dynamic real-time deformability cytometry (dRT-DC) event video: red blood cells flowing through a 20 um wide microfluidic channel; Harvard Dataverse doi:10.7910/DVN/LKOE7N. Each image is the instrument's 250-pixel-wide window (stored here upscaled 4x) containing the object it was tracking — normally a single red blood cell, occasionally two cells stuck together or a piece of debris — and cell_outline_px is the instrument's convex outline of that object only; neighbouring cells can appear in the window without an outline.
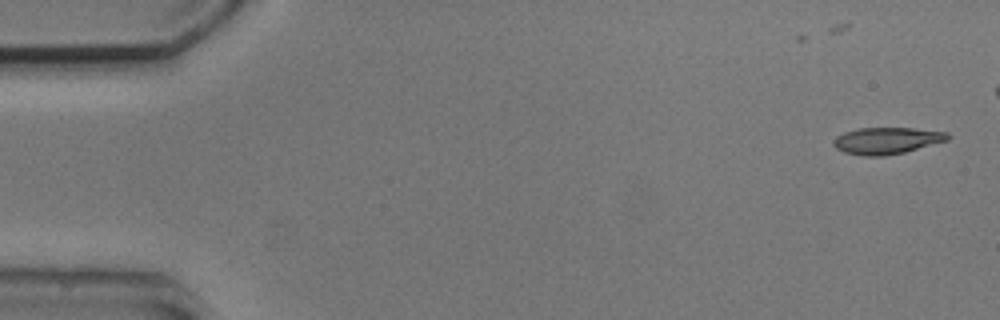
{"species": "common noctule bat (a hibernating species)", "species_latin": "Nyctalus noctula", "temperature_condition": "cold", "stored_images_in_passage": 31, "camera_frame_rate_fps": 3000, "um_per_image_px": 0.085, "animal": {"sex": "male", "body_mass_g": 20.5, "forearm_length_mm": 52.5}, "frame": {"image": 1, "passage_image": 1, "time_ms": 0.0, "image_size_px": [1000, 320], "cell_outline_px": [[952, 136], [948, 140], [904, 152], [880, 156], [864, 156], [844, 152], [836, 148], [832, 144], [832, 140], [836, 136], [844, 132], [860, 128], [912, 128], [948, 132]], "centroid_in_image_um": [75.37, 11.95], "position_along_channel_um": 9.6, "area_um2": 17.74}}
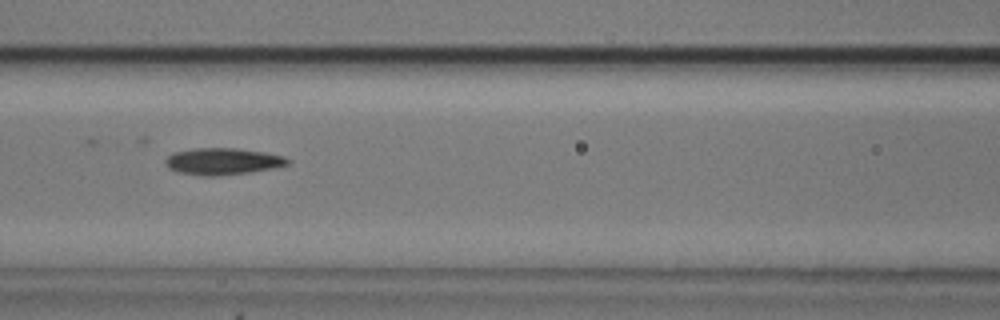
{"frame": {"image": 2, "passage_image": 22, "time_ms": 7.0, "image_size_px": [1000, 320], "cell_outline_px": [[292, 160], [288, 164], [276, 168], [252, 172], [216, 176], [204, 176], [180, 172], [168, 168], [164, 160], [172, 152], [192, 148], [236, 148], [264, 152], [284, 156]], "centroid_in_image_um": [18.95, 13.71], "position_along_channel_um": 147.7, "area_um2": 19.25}}
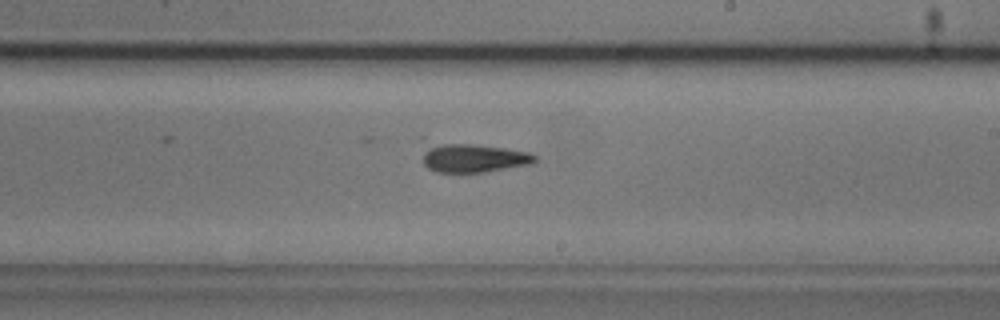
{"frame": {"image": 3, "passage_image": 30, "time_ms": 9.667, "image_size_px": [1000, 320], "cell_outline_px": [[536, 160], [532, 164], [484, 172], [436, 172], [428, 168], [424, 164], [424, 152], [428, 144], [476, 144], [504, 148], [528, 152], [536, 156]], "centroid_in_image_um": [40.25, 13.44], "position_along_channel_um": 248.7, "area_um2": 18.55}}